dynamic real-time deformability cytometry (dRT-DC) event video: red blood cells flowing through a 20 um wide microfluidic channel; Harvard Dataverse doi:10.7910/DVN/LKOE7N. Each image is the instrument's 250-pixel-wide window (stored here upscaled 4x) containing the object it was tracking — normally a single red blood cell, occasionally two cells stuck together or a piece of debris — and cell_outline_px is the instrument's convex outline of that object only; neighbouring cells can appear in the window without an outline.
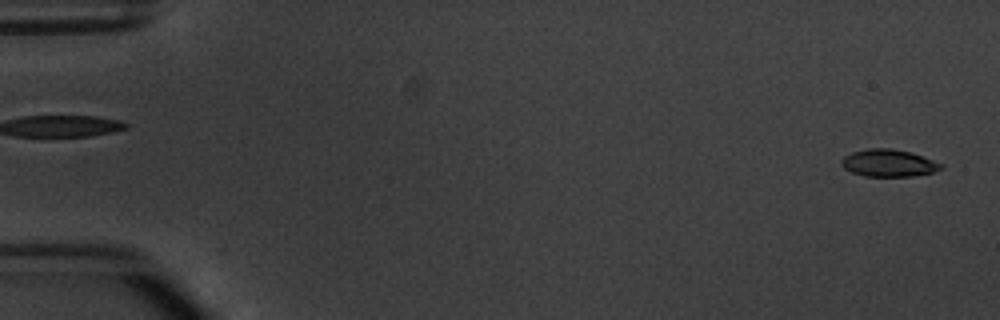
{"species": "common noctule bat (a hibernating species)", "species_latin": "Nyctalus noctula", "temperature_condition": "warm", "stored_images_in_passage": 5, "camera_frame_rate_fps": 3000, "um_per_image_px": 0.085, "animal": {"sex": "male", "body_mass_g": 20.1, "forearm_length_mm": 53.5}, "frame": {"image": 1, "passage_image": 1, "time_ms": 0.0, "image_size_px": [1000, 320], "cell_outline_px": [[944, 168], [932, 172], [912, 176], [864, 176], [852, 172], [844, 168], [840, 164], [840, 160], [844, 156], [852, 152], [868, 148], [892, 148], [908, 152], [944, 164]], "centroid_in_image_um": [75.5, 13.86], "position_along_channel_um": 9.5, "area_um2": 15.72}}
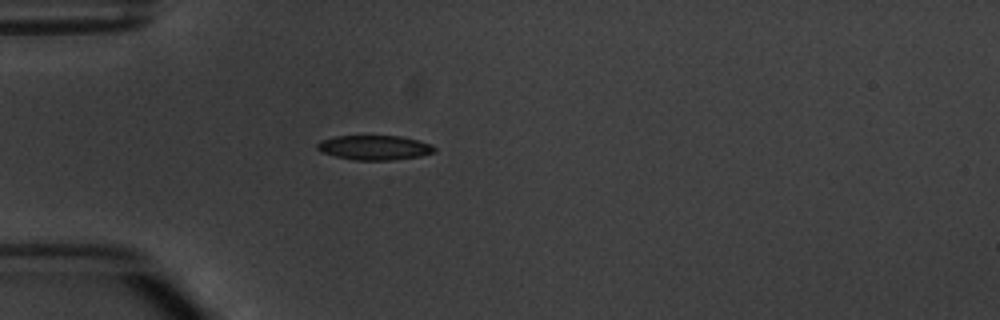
{"frame": {"image": 2, "passage_image": 5, "time_ms": 4.667, "image_size_px": [1000, 320], "cell_outline_px": [[436, 152], [420, 156], [392, 160], [352, 160], [320, 152], [316, 148], [316, 144], [320, 140], [336, 136], [400, 136], [432, 144], [436, 148]], "centroid_in_image_um": [31.81, 12.55], "position_along_channel_um": 53.2, "area_um2": 16.88}}